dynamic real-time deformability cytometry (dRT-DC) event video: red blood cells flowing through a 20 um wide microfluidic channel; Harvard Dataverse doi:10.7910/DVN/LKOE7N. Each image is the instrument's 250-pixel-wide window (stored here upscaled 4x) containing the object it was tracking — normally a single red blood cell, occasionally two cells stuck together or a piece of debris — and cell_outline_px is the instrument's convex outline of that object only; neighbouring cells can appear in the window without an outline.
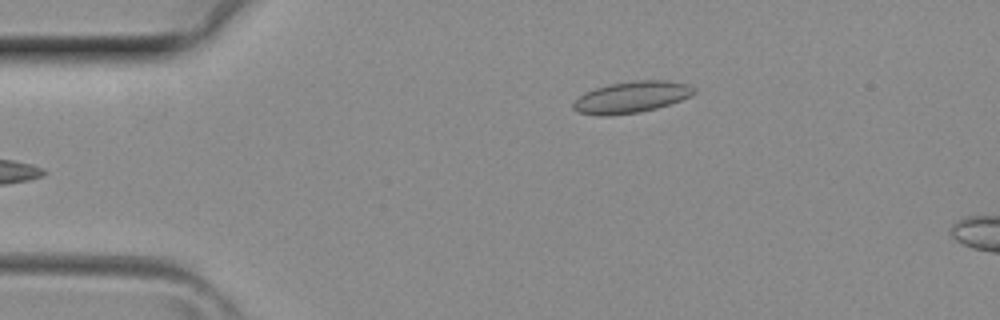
{"species": "common noctule bat (a hibernating species)", "species_latin": "Nyctalus noctula", "temperature_condition": "room temperature", "stored_images_in_passage": 4, "camera_frame_rate_fps": 3000, "um_per_image_px": 0.085, "animal": {"sex": "female", "body_mass_g": 29.2, "forearm_length_mm": 56.3}, "frame": {"image": 1, "passage_image": 4, "time_ms": 1.0, "image_size_px": [1000, 320], "cell_outline_px": [[696, 92], [692, 96], [656, 108], [640, 112], [604, 116], [600, 116], [576, 112], [572, 108], [572, 104], [584, 92], [596, 88], [612, 84], [640, 80], [664, 80], [688, 84], [696, 88]], "centroid_in_image_um": [53.68, 8.26], "position_along_channel_um": 31.3, "area_um2": 22.02}}